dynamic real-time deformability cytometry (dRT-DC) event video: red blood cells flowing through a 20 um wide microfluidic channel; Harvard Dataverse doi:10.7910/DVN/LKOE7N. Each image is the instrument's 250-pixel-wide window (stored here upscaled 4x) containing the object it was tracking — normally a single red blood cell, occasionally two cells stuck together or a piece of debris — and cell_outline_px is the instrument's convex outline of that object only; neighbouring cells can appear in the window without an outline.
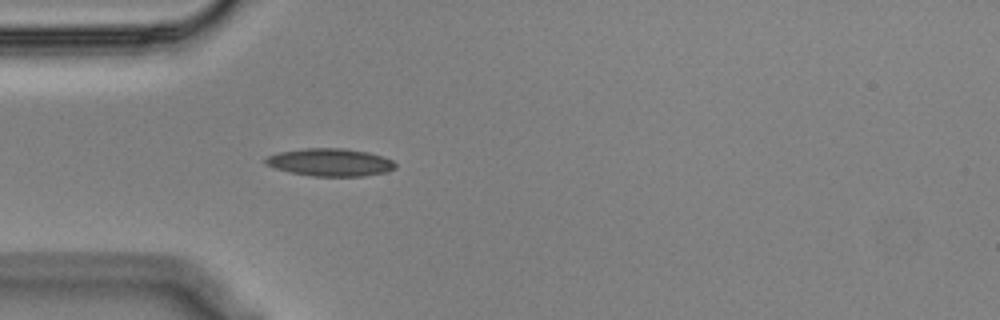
{"species": "Egyptian fruit bat (a non-hibernating species)", "species_latin": "Rousettus aegyptiacus", "temperature_condition": "cold", "stored_images_in_passage": 41, "camera_frame_rate_fps": 3000, "um_per_image_px": 0.085, "animal": {"sex": "male"}, "frame": {"image": 1, "passage_image": 1, "time_ms": 0.0, "image_size_px": [1000, 320], "cell_outline_px": [[396, 168], [388, 172], [364, 176], [312, 176], [292, 172], [276, 168], [264, 164], [264, 160], [268, 156], [280, 152], [304, 148], [344, 148], [368, 152], [392, 160], [396, 164]], "centroid_in_image_um": [28.09, 13.79], "position_along_channel_um": 56.9, "area_um2": 20.87}}
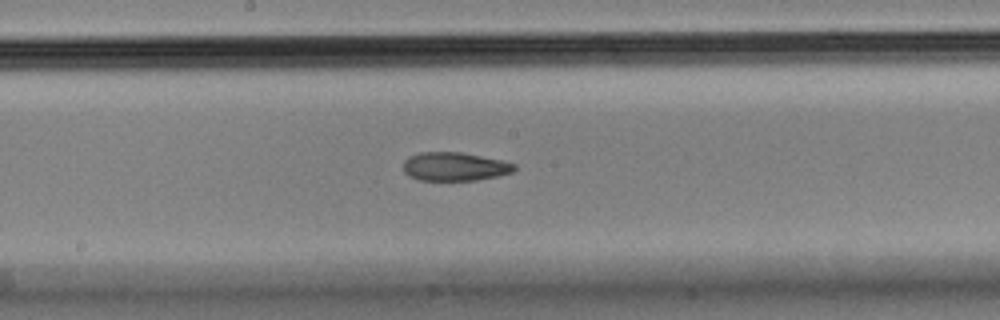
{"frame": {"image": 2, "passage_image": 14, "time_ms": 4.333, "image_size_px": [1000, 320], "cell_outline_px": [[516, 168], [512, 172], [496, 176], [476, 180], [416, 180], [408, 176], [404, 172], [404, 160], [408, 156], [420, 152], [460, 152], [500, 160], [516, 164]], "centroid_in_image_um": [38.6, 14.16], "position_along_channel_um": 209.6, "area_um2": 18.44}}
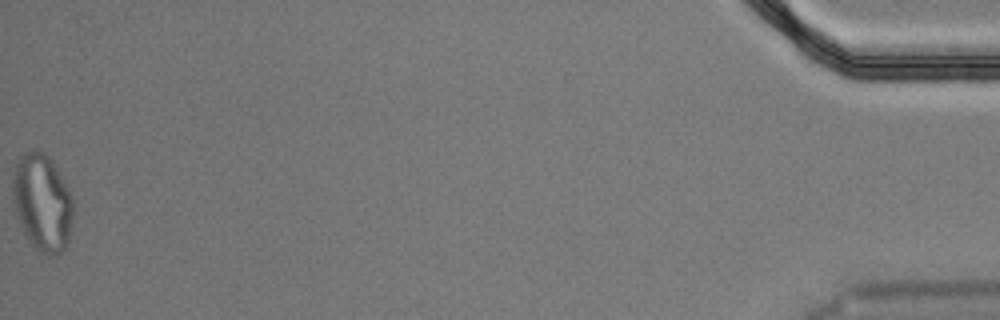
{"frame": {"image": 3, "passage_image": 41, "time_ms": 13.333, "image_size_px": [1000, 320], "cell_outline_px": [[72, 224], [68, 240], [64, 248], [56, 256], [48, 256], [40, 252], [32, 244], [24, 232], [16, 212], [12, 200], [12, 180], [16, 164], [20, 156], [24, 152], [32, 148], [36, 148], [44, 152], [48, 156], [64, 180], [72, 196]], "centroid_in_image_um": [3.58, 17.18], "position_along_channel_um": 431.6, "area_um2": 34.28}, "authors_computed_cell_mechanics": {"area_um2": 19.8254, "velocity_mm_per_s": 3.5777, "shape_relaxation_time_tau1_ms": null, "shape_relaxation_time_tau2_ms": 3.2295, "deformation_change_tau1": null, "deformation_change_tau2": 0.1044}}